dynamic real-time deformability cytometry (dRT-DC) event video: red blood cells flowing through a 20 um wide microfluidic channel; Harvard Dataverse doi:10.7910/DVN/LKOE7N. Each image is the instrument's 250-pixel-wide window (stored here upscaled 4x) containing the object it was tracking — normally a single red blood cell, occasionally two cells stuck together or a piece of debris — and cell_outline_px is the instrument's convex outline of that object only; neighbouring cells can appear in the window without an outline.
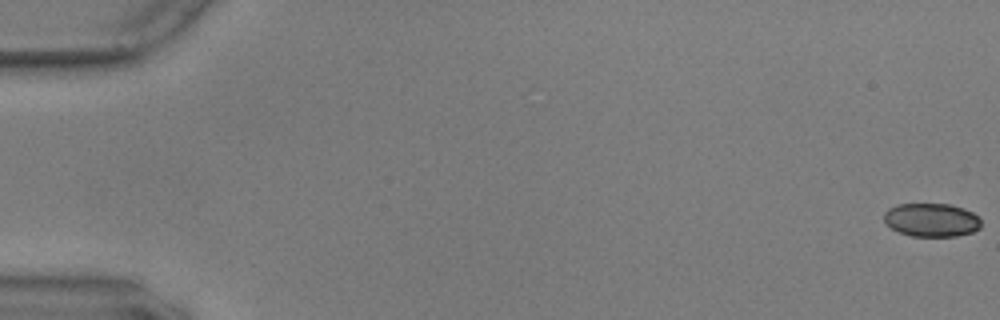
{"species": "common noctule bat (a hibernating species)", "species_latin": "Nyctalus noctula", "temperature_condition": "warm", "stored_images_in_passage": 57, "camera_frame_rate_fps": 3000, "um_per_image_px": 0.085, "animal": {"sex": "male", "body_mass_g": 17.9, "forearm_length_mm": 54.2}, "frame": {"image": 1, "passage_image": 1, "time_ms": 0.0, "image_size_px": [1000, 320], "cell_outline_px": [[980, 228], [972, 232], [956, 236], [912, 236], [900, 232], [892, 228], [884, 220], [884, 212], [888, 208], [896, 204], [948, 204], [964, 208], [980, 216]], "centroid_in_image_um": [79.19, 18.68], "position_along_channel_um": 5.8, "area_um2": 18.96}}
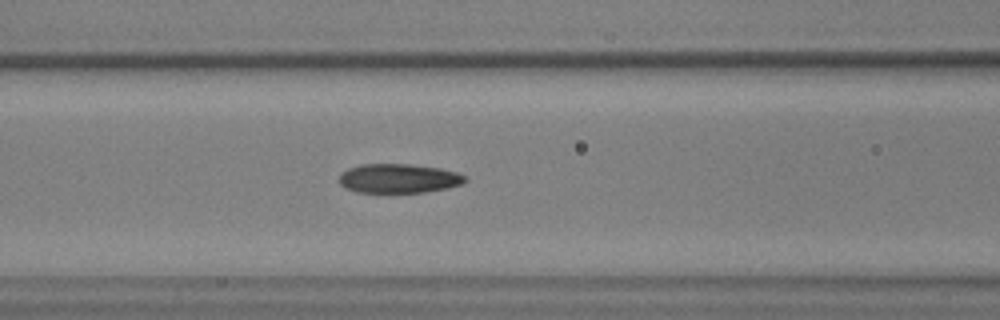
{"frame": {"image": 2, "passage_image": 25, "time_ms": 8.0, "image_size_px": [1000, 320], "cell_outline_px": [[468, 180], [464, 184], [448, 188], [424, 192], [356, 192], [344, 188], [340, 184], [340, 176], [348, 168], [360, 164], [408, 164], [440, 168], [456, 172], [464, 176]], "centroid_in_image_um": [33.9, 15.17], "position_along_channel_um": 132.7, "area_um2": 21.44}}
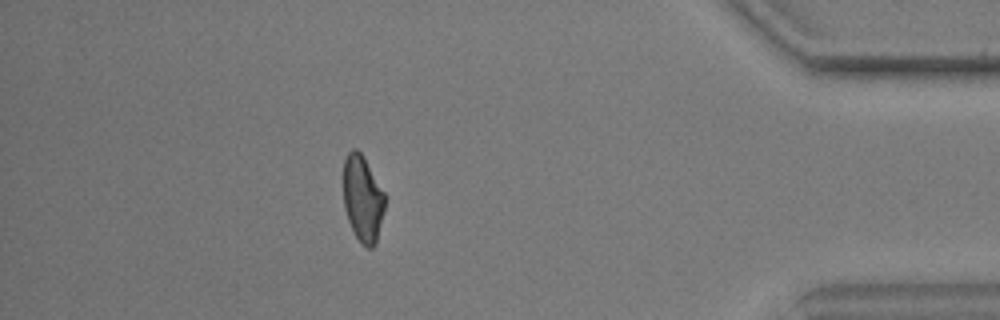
{"frame": {"image": 3, "passage_image": 51, "time_ms": 16.667, "image_size_px": [1000, 320], "cell_outline_px": [[384, 208], [376, 244], [372, 248], [368, 248], [360, 244], [348, 220], [344, 208], [344, 160], [348, 152], [352, 148], [356, 148], [364, 156], [384, 192]], "centroid_in_image_um": [30.82, 16.88], "position_along_channel_um": 404.4, "area_um2": 20.81}, "authors_computed_cell_mechanics": {"area_um2": 21.5016, "velocity_mm_per_s": 3.6003, "shape_relaxation_time_tau1_ms": 7.466, "shape_relaxation_time_tau2_ms": 1.9414, "deformation_change_tau1": 0.2111, "deformation_change_tau2": 0.0925}}